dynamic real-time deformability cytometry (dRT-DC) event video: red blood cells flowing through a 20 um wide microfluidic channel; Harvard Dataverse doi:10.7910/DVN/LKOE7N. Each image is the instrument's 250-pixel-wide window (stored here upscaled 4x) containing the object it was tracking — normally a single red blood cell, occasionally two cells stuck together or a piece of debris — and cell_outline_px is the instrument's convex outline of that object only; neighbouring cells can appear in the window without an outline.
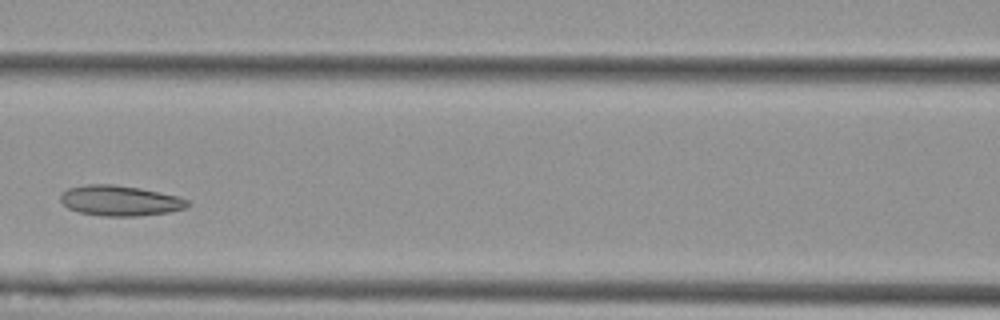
{"species": "Egyptian fruit bat (a non-hibernating species)", "species_latin": "Rousettus aegyptiacus", "temperature_condition": "cold", "stored_images_in_passage": 6, "camera_frame_rate_fps": 3000, "um_per_image_px": 0.085, "animal": {"sex": "female"}, "frame": {"image": 1, "passage_image": 4, "time_ms": 3.667, "image_size_px": [1000, 320], "cell_outline_px": [[188, 204], [184, 208], [168, 212], [140, 216], [104, 216], [80, 212], [68, 208], [60, 200], [60, 196], [68, 188], [84, 184], [112, 184], [140, 188], [160, 192], [176, 196], [188, 200]], "centroid_in_image_um": [10.17, 17.05], "position_along_channel_um": 156.4, "area_um2": 22.31}}
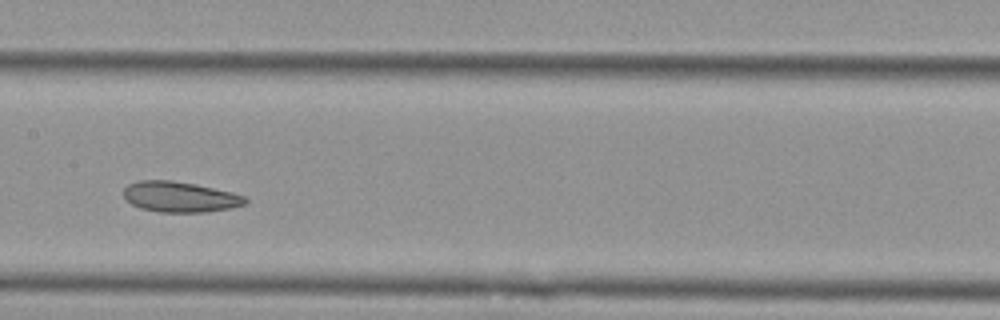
{"frame": {"image": 2, "passage_image": 5, "time_ms": 4.667, "image_size_px": [1000, 320], "cell_outline_px": [[248, 200], [244, 204], [232, 208], [204, 212], [160, 212], [140, 208], [132, 204], [124, 196], [124, 188], [128, 184], [140, 180], [172, 180], [232, 192], [248, 196]], "centroid_in_image_um": [15.31, 16.74], "position_along_channel_um": 192.1, "area_um2": 21.56}}
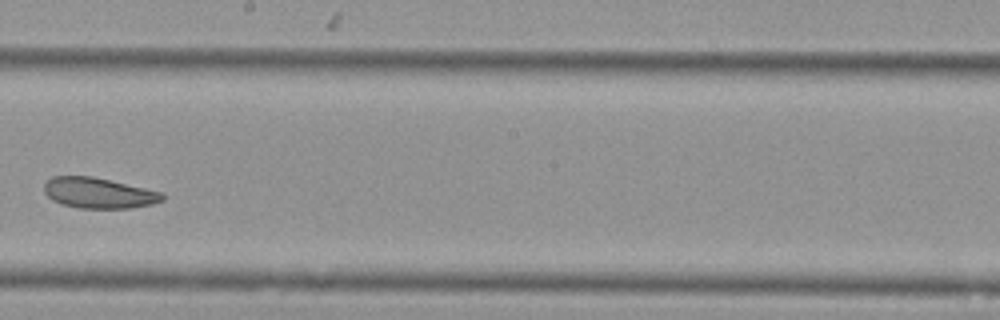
{"frame": {"image": 3, "passage_image": 6, "time_ms": 6.0, "image_size_px": [1000, 320], "cell_outline_px": [[164, 200], [152, 204], [128, 208], [80, 208], [60, 204], [52, 200], [44, 192], [44, 184], [52, 176], [92, 176], [164, 192]], "centroid_in_image_um": [8.39, 16.4], "position_along_channel_um": 239.8, "area_um2": 21.15}}